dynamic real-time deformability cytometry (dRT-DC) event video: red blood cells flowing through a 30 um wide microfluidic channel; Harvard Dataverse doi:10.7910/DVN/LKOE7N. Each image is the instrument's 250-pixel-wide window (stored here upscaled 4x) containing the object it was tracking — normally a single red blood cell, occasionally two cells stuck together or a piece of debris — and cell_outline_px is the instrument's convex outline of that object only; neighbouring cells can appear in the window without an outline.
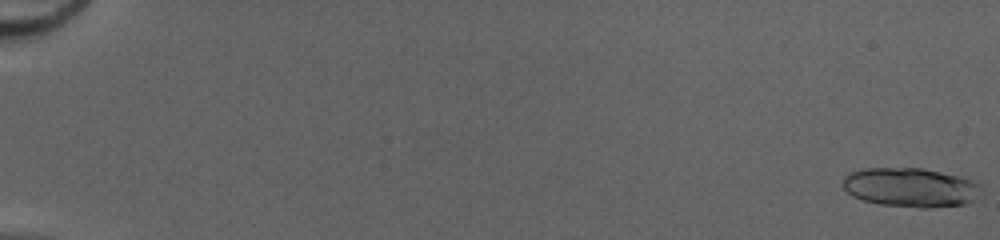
{"species": "common noctule bat (a hibernating species)", "species_latin": "Nyctalus noctula", "temperature_condition": "cold", "stored_images_in_passage": 52, "segment_of_instrument_passage": [1, 2], "camera_frame_rate_fps": 3000, "um_per_image_px": 0.085, "animal": {"sex": "female", "body_mass_g": 20.0, "forearm_length_mm": 54.0}, "frame": {"image": 1, "passage_image": 1, "time_ms": 0.0, "image_size_px": [1000, 240], "cell_outline_px": [[976, 184], [972, 200], [964, 204], [928, 208], [920, 208], [880, 204], [864, 200], [852, 196], [844, 188], [844, 176], [848, 172], [864, 168], [920, 168], [940, 172], [956, 176], [968, 180]], "centroid_in_image_um": [77.25, 15.93], "position_along_channel_um": 7.8, "area_um2": 30.69}}
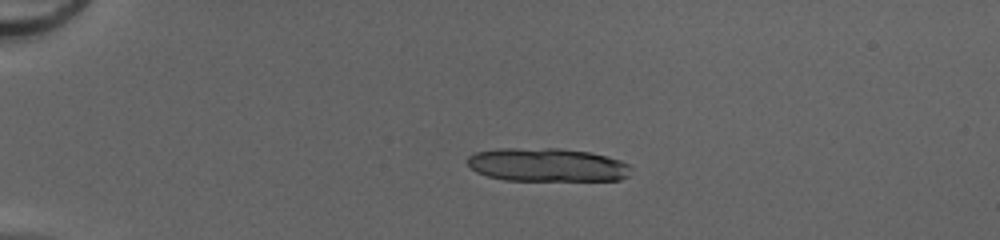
{"frame": {"image": 2, "passage_image": 14, "time_ms": 4.333, "image_size_px": [1000, 240], "cell_outline_px": [[632, 168], [628, 176], [620, 180], [504, 180], [488, 176], [476, 172], [468, 164], [468, 156], [476, 152], [496, 148], [560, 148], [592, 152], [620, 160], [628, 164]], "centroid_in_image_um": [46.52, 14.0], "position_along_channel_um": 38.5, "area_um2": 32.08}}